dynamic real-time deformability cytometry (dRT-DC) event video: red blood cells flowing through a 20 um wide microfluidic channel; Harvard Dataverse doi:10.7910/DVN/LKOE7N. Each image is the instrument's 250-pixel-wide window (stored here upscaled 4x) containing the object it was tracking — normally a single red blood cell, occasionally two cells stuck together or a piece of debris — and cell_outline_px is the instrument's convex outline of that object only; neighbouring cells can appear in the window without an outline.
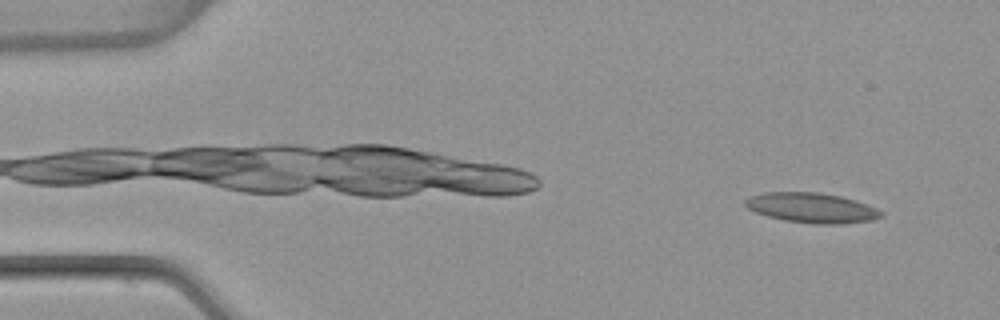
{"species": "common noctule bat (a hibernating species)", "species_latin": "Nyctalus noctula", "temperature_condition": "warm", "stored_images_in_passage": 4, "camera_frame_rate_fps": 3000, "um_per_image_px": 0.085, "animal": {"sex": "female", "body_mass_g": 22.7, "forearm_length_mm": 54.2}, "frame": {"image": 1, "passage_image": 1, "time_ms": 0.0, "image_size_px": [1000, 320], "cell_outline_px": [[884, 216], [872, 220], [840, 224], [812, 224], [784, 220], [768, 216], [756, 212], [748, 208], [744, 204], [744, 200], [752, 196], [764, 192], [820, 192], [840, 196], [856, 200], [876, 208], [884, 212]], "centroid_in_image_um": [69.02, 17.66], "position_along_channel_um": 16.0, "area_um2": 23.81}}
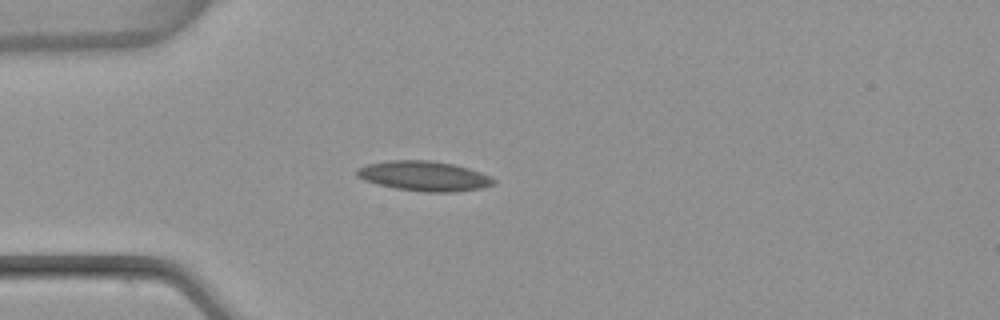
{"frame": {"image": 2, "passage_image": 3, "time_ms": 0.667, "image_size_px": [1000, 320], "cell_outline_px": [[496, 180], [492, 184], [480, 188], [456, 192], [424, 192], [396, 188], [376, 184], [364, 180], [356, 176], [356, 168], [368, 164], [392, 160], [432, 160], [452, 164], [468, 168], [492, 176]], "centroid_in_image_um": [36.03, 14.96], "position_along_channel_um": 49.0, "area_um2": 23.81}}